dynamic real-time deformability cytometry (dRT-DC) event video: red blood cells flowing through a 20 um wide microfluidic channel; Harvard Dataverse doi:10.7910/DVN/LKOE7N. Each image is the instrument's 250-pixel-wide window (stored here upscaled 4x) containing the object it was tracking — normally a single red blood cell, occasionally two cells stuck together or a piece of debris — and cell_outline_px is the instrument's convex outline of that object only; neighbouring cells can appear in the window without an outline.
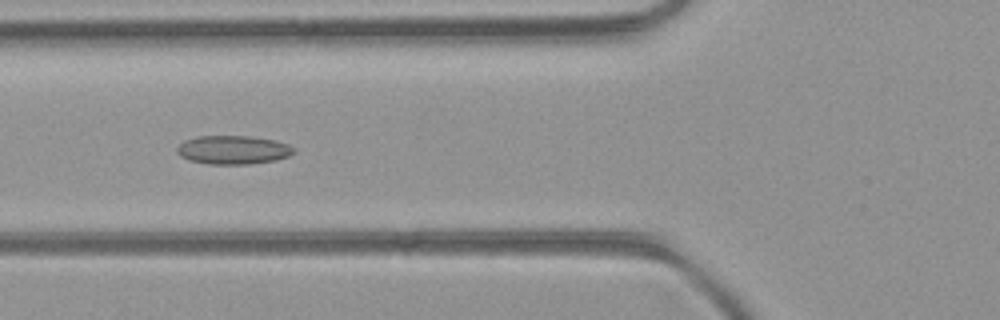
{"species": "common noctule bat (a hibernating species)", "species_latin": "Nyctalus noctula", "temperature_condition": "room temperature", "stored_images_in_passage": 49, "camera_frame_rate_fps": 3000, "um_per_image_px": 0.085, "animal": {"sex": "female", "body_mass_g": 21.9}, "frame": {"image": 1, "passage_image": 18, "time_ms": 5.667, "image_size_px": [1000, 320], "cell_outline_px": [[296, 152], [288, 156], [276, 160], [248, 164], [208, 164], [188, 160], [180, 156], [176, 152], [176, 148], [184, 140], [200, 136], [248, 136], [276, 140], [288, 144], [296, 148]], "centroid_in_image_um": [19.82, 12.74], "position_along_channel_um": 106.0, "area_um2": 19.65}}
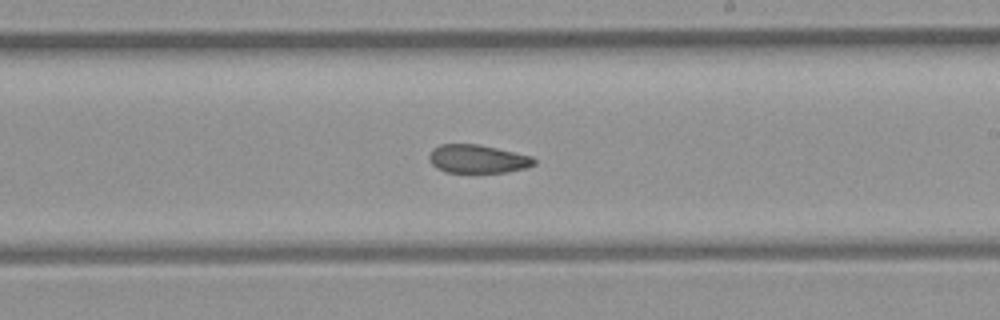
{"frame": {"image": 2, "passage_image": 28, "time_ms": 9.0, "image_size_px": [1000, 320], "cell_outline_px": [[536, 164], [528, 168], [508, 172], [444, 172], [436, 168], [432, 164], [428, 156], [432, 148], [440, 144], [476, 144], [496, 148], [532, 156], [536, 160]], "centroid_in_image_um": [40.6, 13.51], "position_along_channel_um": 248.4, "area_um2": 17.46}}
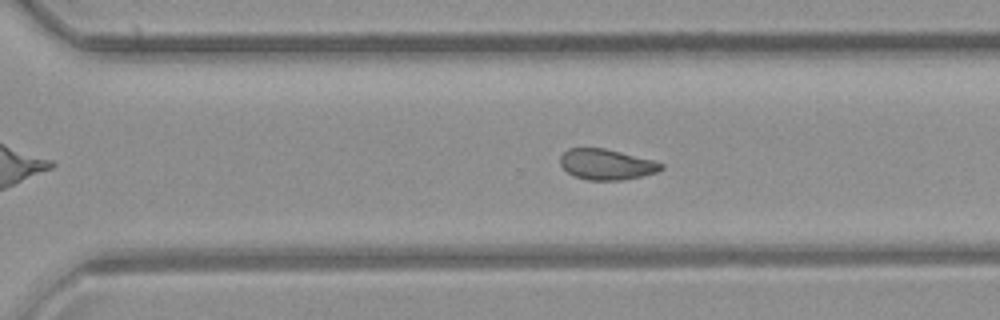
{"frame": {"image": 3, "passage_image": 33, "time_ms": 10.667, "image_size_px": [1000, 320], "cell_outline_px": [[664, 168], [656, 172], [624, 180], [588, 180], [572, 176], [560, 164], [560, 156], [568, 148], [604, 148], [652, 160], [664, 164]], "centroid_in_image_um": [51.52, 13.98], "position_along_channel_um": 319.1, "area_um2": 17.92}, "authors_computed_cell_mechanics": {"area_um2": 19.1318, "velocity_mm_per_s": 4.2653, "shape_relaxation_time_tau1_ms": null, "shape_relaxation_time_tau2_ms": 2.7842, "deformation_change_tau1": null, "deformation_change_tau2": 0.0764}}